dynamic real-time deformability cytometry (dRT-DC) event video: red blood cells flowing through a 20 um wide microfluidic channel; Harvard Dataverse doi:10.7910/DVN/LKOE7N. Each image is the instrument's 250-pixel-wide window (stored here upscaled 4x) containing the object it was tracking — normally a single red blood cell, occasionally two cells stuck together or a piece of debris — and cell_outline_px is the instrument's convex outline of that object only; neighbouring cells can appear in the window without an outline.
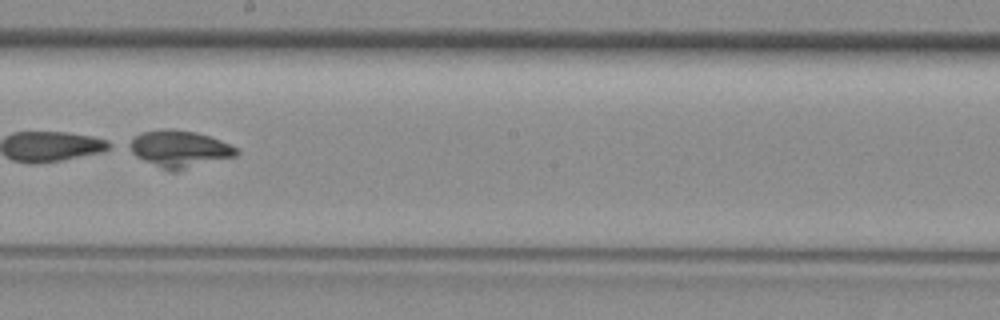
{"species": "common noctule bat (a hibernating species)", "species_latin": "Nyctalus noctula", "temperature_condition": "room temperature", "stored_images_in_passage": 45, "camera_frame_rate_fps": 3000, "um_per_image_px": 0.085, "animal": {"sex": "female", "body_mass_g": 29.2, "forearm_length_mm": 56.3}, "frame": {"image": 1, "passage_image": 26, "time_ms": 8.333, "image_size_px": [1000, 320], "cell_outline_px": [[240, 152], [236, 156], [176, 172], [168, 172], [136, 156], [124, 148], [124, 144], [132, 136], [140, 132], [164, 128], [172, 128], [196, 132], [220, 140], [240, 148]], "centroid_in_image_um": [15.19, 12.65], "position_along_channel_um": 233.0, "area_um2": 23.87}}